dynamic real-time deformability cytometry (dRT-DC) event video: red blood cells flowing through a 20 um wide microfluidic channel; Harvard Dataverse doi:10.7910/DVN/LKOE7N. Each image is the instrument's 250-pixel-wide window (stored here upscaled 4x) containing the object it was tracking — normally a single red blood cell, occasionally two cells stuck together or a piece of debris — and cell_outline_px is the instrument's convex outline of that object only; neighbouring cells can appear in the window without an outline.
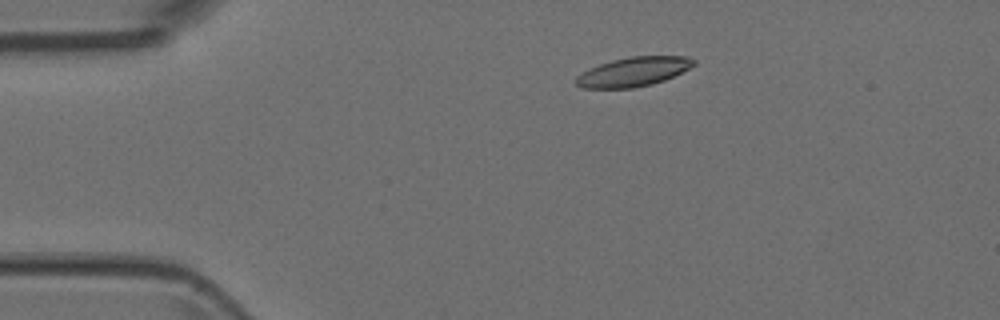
{"species": "Egyptian fruit bat (a non-hibernating species)", "species_latin": "Rousettus aegyptiacus", "temperature_condition": "room temperature", "stored_images_in_passage": 8, "camera_frame_rate_fps": 3000, "um_per_image_px": 0.085, "animal": {"sex": "female"}, "frame": {"image": 1, "passage_image": 2, "time_ms": 0.333, "image_size_px": [1000, 320], "cell_outline_px": [[696, 64], [664, 80], [652, 84], [632, 88], [584, 88], [576, 84], [576, 76], [600, 64], [612, 60], [628, 56], [684, 56], [696, 60]], "centroid_in_image_um": [53.85, 6.09], "position_along_channel_um": 31.2, "area_um2": 19.77}}
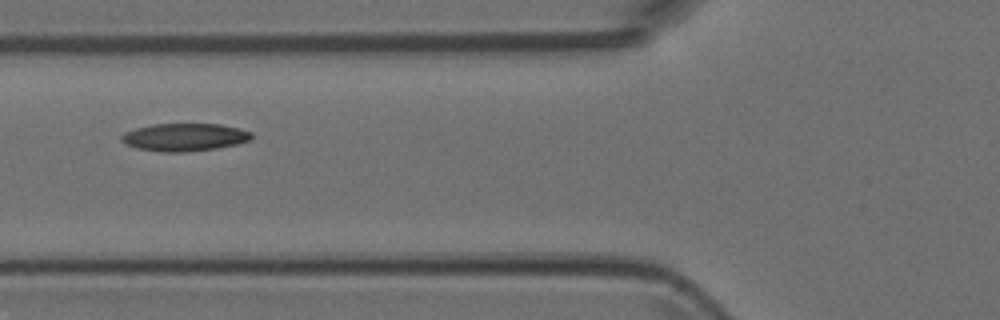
{"frame": {"image": 2, "passage_image": 5, "time_ms": 1.333, "image_size_px": [1000, 320], "cell_outline_px": [[252, 140], [236, 144], [216, 148], [184, 152], [160, 152], [136, 148], [124, 144], [120, 140], [120, 136], [124, 132], [136, 128], [152, 124], [220, 124], [252, 132]], "centroid_in_image_um": [15.64, 11.66], "position_along_channel_um": 110.2, "area_um2": 21.1}}
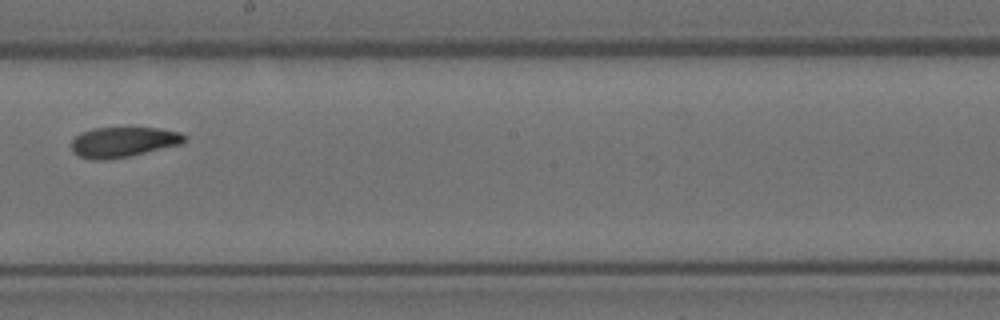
{"frame": {"image": 3, "passage_image": 8, "time_ms": 2.333, "image_size_px": [1000, 320], "cell_outline_px": [[188, 140], [184, 144], [132, 156], [108, 160], [92, 160], [80, 156], [72, 152], [72, 140], [80, 132], [96, 128], [160, 128], [180, 132], [188, 136]], "centroid_in_image_um": [10.55, 12.08], "position_along_channel_um": 237.7, "area_um2": 20.35}}